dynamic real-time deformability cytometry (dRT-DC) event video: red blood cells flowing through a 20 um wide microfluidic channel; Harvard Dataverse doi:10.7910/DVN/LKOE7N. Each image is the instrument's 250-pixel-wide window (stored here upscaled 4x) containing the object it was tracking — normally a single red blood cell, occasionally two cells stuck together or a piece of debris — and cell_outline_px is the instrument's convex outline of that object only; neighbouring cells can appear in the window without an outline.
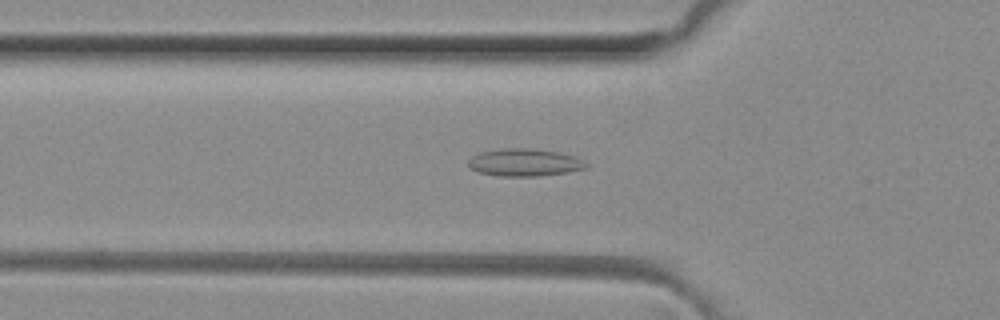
{"species": "common noctule bat (a hibernating species)", "species_latin": "Nyctalus noctula", "temperature_condition": "room temperature", "stored_images_in_passage": 39, "camera_frame_rate_fps": 3000, "um_per_image_px": 0.085, "animal": {"sex": "female", "body_mass_g": 29.2, "forearm_length_mm": 56.3}, "frame": {"image": 1, "passage_image": 6, "time_ms": 1.667, "image_size_px": [1000, 320], "cell_outline_px": [[588, 168], [568, 172], [540, 176], [500, 176], [480, 172], [468, 168], [468, 160], [472, 156], [480, 152], [500, 148], [528, 148], [560, 152], [576, 156], [584, 160], [588, 164]], "centroid_in_image_um": [44.61, 13.8], "position_along_channel_um": 81.2, "area_um2": 19.13}}
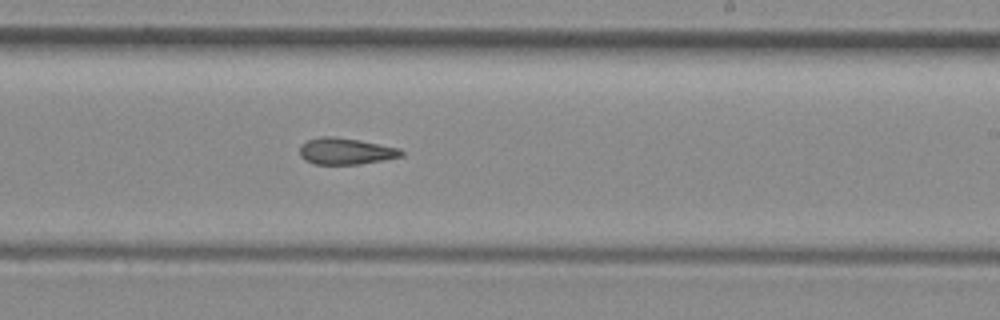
{"frame": {"image": 2, "passage_image": 19, "time_ms": 6.0, "image_size_px": [1000, 320], "cell_outline_px": [[404, 156], [384, 160], [360, 164], [312, 164], [304, 160], [300, 156], [300, 144], [308, 140], [324, 136], [332, 136], [356, 140], [400, 148], [404, 152]], "centroid_in_image_um": [29.38, 12.87], "position_along_channel_um": 259.6, "area_um2": 15.66}}
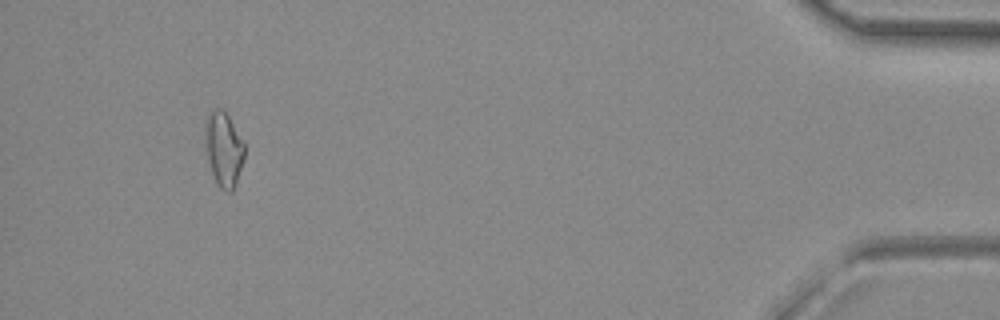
{"frame": {"image": 3, "passage_image": 36, "time_ms": 11.667, "image_size_px": [1000, 320], "cell_outline_px": [[244, 160], [232, 192], [228, 192], [220, 188], [212, 172], [208, 160], [204, 140], [204, 128], [208, 112], [212, 108], [220, 108], [228, 116], [244, 144]], "centroid_in_image_um": [18.98, 12.65], "position_along_channel_um": 416.2, "area_um2": 16.94}, "authors_computed_cell_mechanics": {"area_um2": 16.0106, "velocity_mm_per_s": 4.1067, "shape_relaxation_time_tau1_ms": null, "shape_relaxation_time_tau2_ms": 5.2504, "deformation_change_tau1": null, "deformation_change_tau2": 0.1329}}